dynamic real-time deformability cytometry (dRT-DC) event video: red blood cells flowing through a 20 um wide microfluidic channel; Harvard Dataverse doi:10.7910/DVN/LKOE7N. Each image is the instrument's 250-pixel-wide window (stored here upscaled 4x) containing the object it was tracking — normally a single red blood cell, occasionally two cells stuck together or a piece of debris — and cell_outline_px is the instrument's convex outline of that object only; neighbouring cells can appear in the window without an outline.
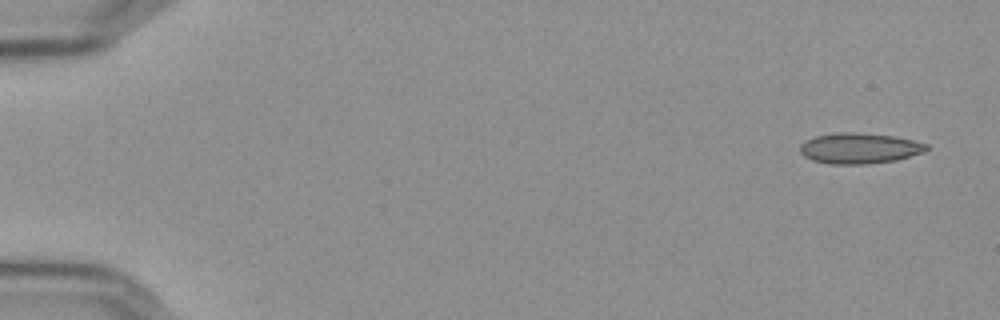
{"species": "Egyptian fruit bat (a non-hibernating species)", "species_latin": "Rousettus aegyptiacus", "temperature_condition": "cold", "stored_images_in_passage": 6, "camera_frame_rate_fps": 3000, "um_per_image_px": 0.085, "frame": {"image": 1, "passage_image": 1, "time_ms": 0.0, "image_size_px": [1000, 320], "cell_outline_px": [[928, 148], [924, 152], [896, 160], [864, 164], [832, 164], [812, 160], [804, 156], [800, 152], [800, 144], [804, 140], [816, 136], [840, 132], [852, 132], [896, 136], [928, 144]], "centroid_in_image_um": [73.04, 12.6], "position_along_channel_um": 12.0, "area_um2": 22.54}}
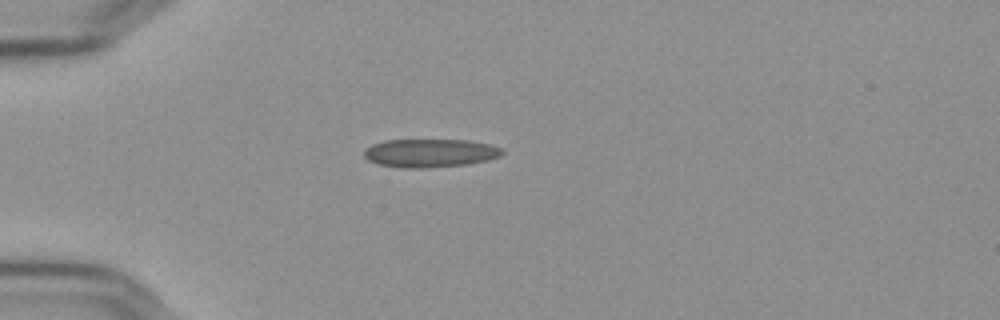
{"frame": {"image": 2, "passage_image": 5, "time_ms": 1.333, "image_size_px": [1000, 320], "cell_outline_px": [[504, 152], [500, 156], [488, 160], [468, 164], [424, 168], [404, 168], [376, 164], [368, 160], [364, 156], [364, 148], [372, 144], [384, 140], [468, 140], [492, 144], [504, 148]], "centroid_in_image_um": [36.57, 13.0], "position_along_channel_um": 48.4, "area_um2": 23.12}}